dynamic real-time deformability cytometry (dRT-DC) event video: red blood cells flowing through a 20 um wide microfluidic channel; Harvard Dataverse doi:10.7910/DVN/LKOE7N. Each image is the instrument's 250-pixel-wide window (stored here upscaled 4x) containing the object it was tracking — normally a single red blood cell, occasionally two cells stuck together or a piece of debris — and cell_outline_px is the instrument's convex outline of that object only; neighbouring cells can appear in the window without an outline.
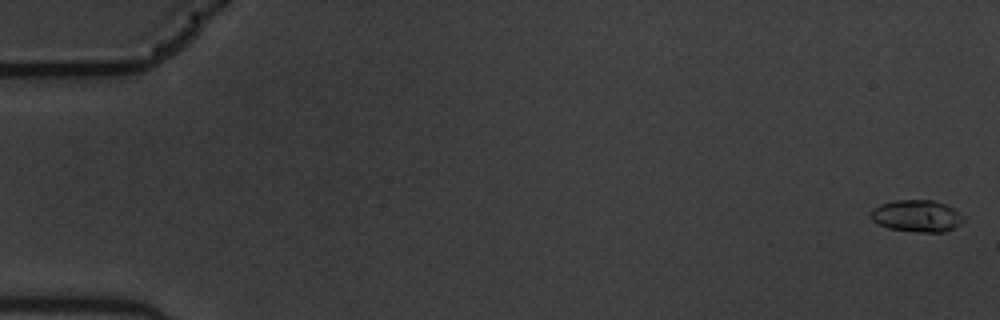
{"species": "common noctule bat (a hibernating species)", "species_latin": "Nyctalus noctula", "temperature_condition": "warm", "stored_images_in_passage": 52, "camera_frame_rate_fps": 3000, "um_per_image_px": 0.085, "animal": {"sex": "male", "body_mass_g": 19.5, "forearm_length_mm": 54.6}, "frame": {"image": 1, "passage_image": 1, "time_ms": 0.0, "image_size_px": [1000, 320], "cell_outline_px": [[964, 220], [960, 224], [944, 232], [920, 232], [888, 228], [872, 220], [872, 208], [880, 204], [896, 200], [932, 200], [944, 204], [960, 212], [964, 216]], "centroid_in_image_um": [77.95, 18.35], "position_along_channel_um": 7.1, "area_um2": 17.05}}
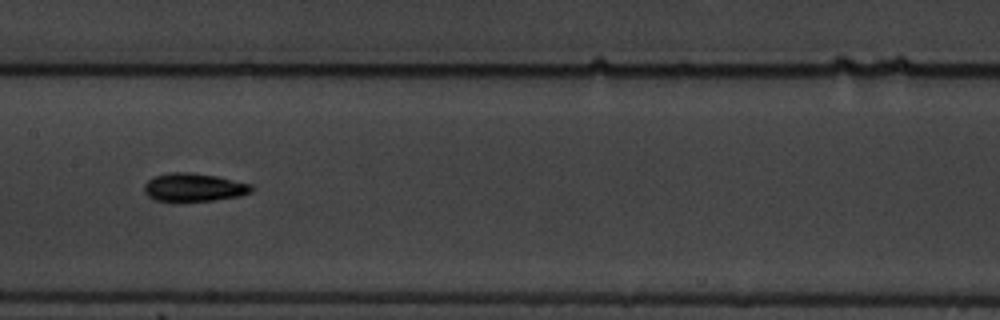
{"frame": {"image": 2, "passage_image": 30, "time_ms": 9.667, "image_size_px": [1000, 320], "cell_outline_px": [[256, 188], [252, 192], [240, 196], [212, 200], [156, 200], [148, 196], [144, 192], [144, 184], [152, 176], [172, 172], [192, 172], [216, 176], [252, 184]], "centroid_in_image_um": [16.5, 15.9], "position_along_channel_um": 190.9, "area_um2": 17.57}}
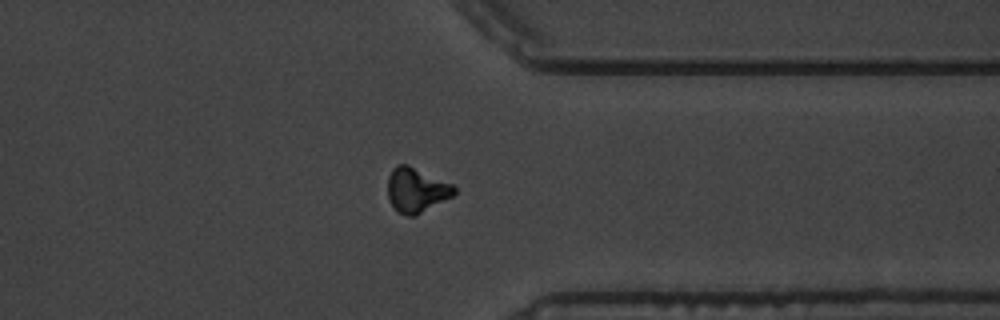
{"frame": {"image": 3, "passage_image": 46, "time_ms": 15.0, "image_size_px": [1000, 320], "cell_outline_px": [[456, 192], [452, 196], [416, 216], [408, 216], [396, 212], [388, 200], [388, 176], [392, 168], [396, 164], [408, 164], [452, 184], [456, 188]], "centroid_in_image_um": [35.36, 16.16], "position_along_channel_um": 376.0, "area_um2": 17.46}, "authors_computed_cell_mechanics": {"area_um2": 16.6464, "velocity_mm_per_s": 3.5337, "shape_relaxation_time_tau1_ms": 2.2962, "shape_relaxation_time_tau2_ms": 4.979, "deformation_change_tau1": 0.1577, "deformation_change_tau2": 0.1269}}